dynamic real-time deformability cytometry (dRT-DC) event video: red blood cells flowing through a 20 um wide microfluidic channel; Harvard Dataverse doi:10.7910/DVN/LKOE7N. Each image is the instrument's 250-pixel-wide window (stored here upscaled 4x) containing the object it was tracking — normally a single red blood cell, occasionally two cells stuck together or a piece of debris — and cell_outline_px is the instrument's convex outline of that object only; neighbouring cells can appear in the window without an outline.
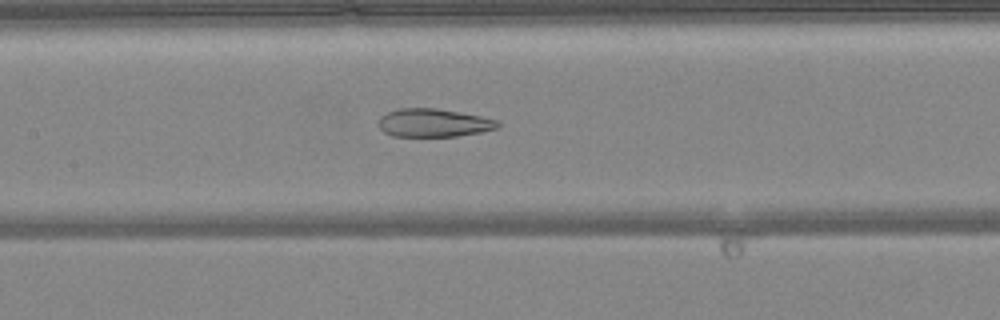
{"species": "common noctule bat (a hibernating species)", "species_latin": "Nyctalus noctula", "temperature_condition": "warm", "stored_images_in_passage": 38, "camera_frame_rate_fps": 3000, "um_per_image_px": 0.085, "animal": {"sex": "female", "body_mass_g": 24.6, "forearm_length_mm": 56.2}, "frame": {"image": 1, "passage_image": 12, "time_ms": 3.667, "image_size_px": [1000, 320], "cell_outline_px": [[500, 124], [496, 128], [480, 132], [456, 136], [392, 136], [384, 132], [380, 128], [380, 116], [396, 108], [436, 108], [480, 116], [496, 120]], "centroid_in_image_um": [36.82, 10.44], "position_along_channel_um": 170.6, "area_um2": 19.36}}
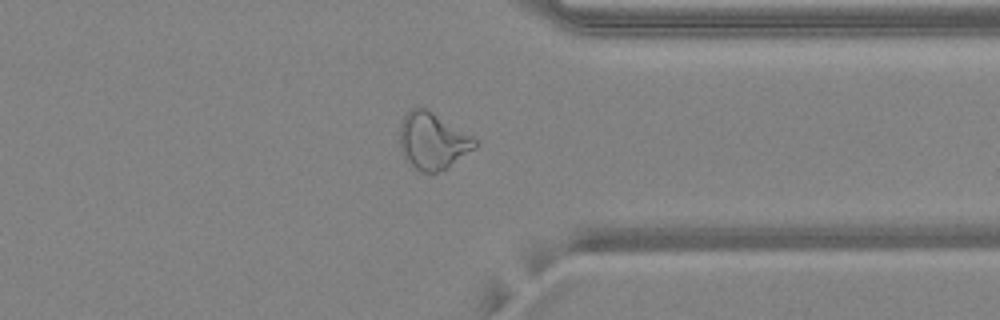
{"frame": {"image": 2, "passage_image": 27, "time_ms": 8.667, "image_size_px": [1000, 320], "cell_outline_px": [[480, 144], [476, 148], [448, 168], [436, 172], [420, 172], [408, 160], [400, 148], [400, 124], [404, 116], [412, 108], [424, 108], [432, 112], [472, 136]], "centroid_in_image_um": [36.8, 12.0], "position_along_channel_um": 374.6, "area_um2": 24.51}}
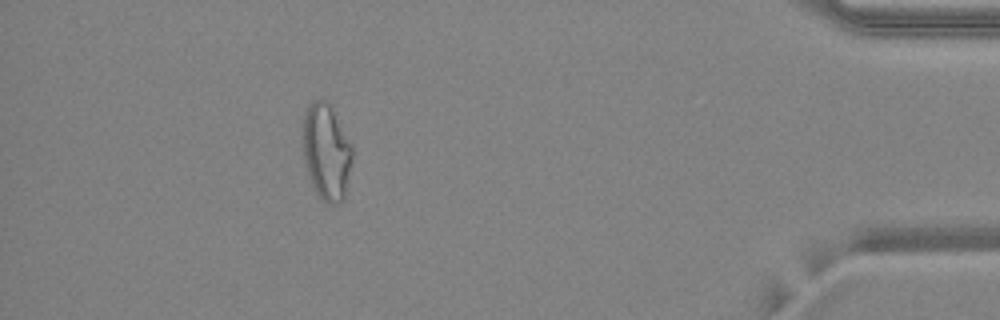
{"frame": {"image": 3, "passage_image": 33, "time_ms": 10.667, "image_size_px": [1000, 320], "cell_outline_px": [[352, 156], [344, 200], [340, 204], [328, 204], [320, 200], [308, 176], [304, 164], [300, 148], [304, 116], [308, 104], [312, 100], [328, 100], [332, 104], [352, 144]], "centroid_in_image_um": [27.71, 12.88], "position_along_channel_um": 407.5, "area_um2": 28.84}, "authors_computed_cell_mechanics": {"area_um2": 23.12, "velocity_mm_per_s": 4.1677, "shape_relaxation_time_tau1_ms": null, "shape_relaxation_time_tau2_ms": 2.0527, "deformation_change_tau1": null, "deformation_change_tau2": 0.1094}}